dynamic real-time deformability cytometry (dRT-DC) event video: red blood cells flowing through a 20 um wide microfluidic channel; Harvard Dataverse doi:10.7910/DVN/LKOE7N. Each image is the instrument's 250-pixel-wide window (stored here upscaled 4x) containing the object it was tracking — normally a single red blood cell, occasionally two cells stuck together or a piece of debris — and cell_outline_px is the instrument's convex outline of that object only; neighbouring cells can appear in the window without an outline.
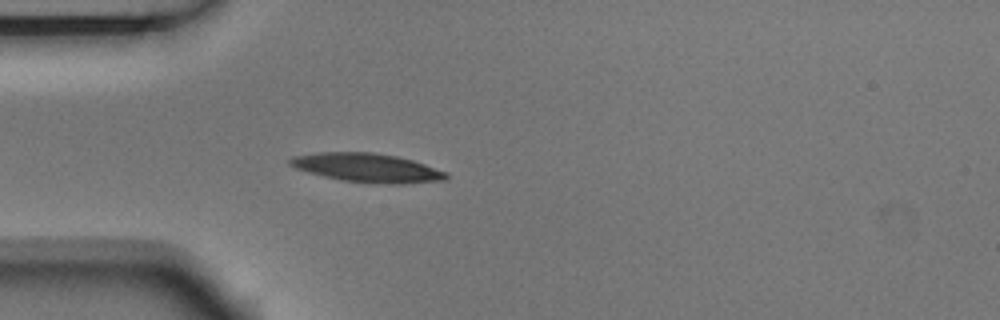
{"species": "Egyptian fruit bat (a non-hibernating species)", "species_latin": "Rousettus aegyptiacus", "temperature_condition": "room temperature", "stored_images_in_passage": 4, "camera_frame_rate_fps": 3000, "um_per_image_px": 0.085, "animal": {"sex": "male"}, "frame": {"image": 1, "passage_image": 4, "time_ms": 1.0, "image_size_px": [1000, 320], "cell_outline_px": [[448, 176], [444, 180], [404, 184], [392, 184], [340, 180], [308, 172], [296, 168], [288, 164], [288, 160], [292, 156], [320, 152], [372, 152], [396, 156], [412, 160], [448, 172]], "centroid_in_image_um": [31.21, 14.25], "position_along_channel_um": 53.8, "area_um2": 26.13}}